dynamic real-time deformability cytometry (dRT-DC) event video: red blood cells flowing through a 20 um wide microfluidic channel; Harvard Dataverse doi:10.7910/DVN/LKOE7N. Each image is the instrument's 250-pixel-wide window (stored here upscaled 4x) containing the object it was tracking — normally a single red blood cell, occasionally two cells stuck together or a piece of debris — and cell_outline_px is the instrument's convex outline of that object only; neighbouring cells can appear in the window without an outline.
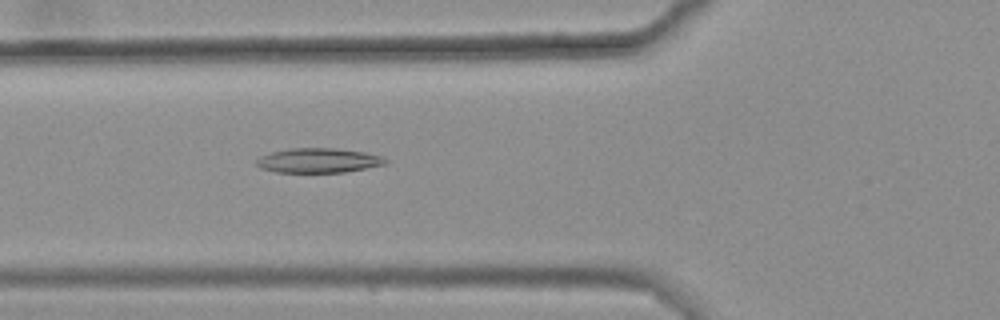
{"species": "common noctule bat (a hibernating species)", "species_latin": "Nyctalus noctula", "temperature_condition": "warm", "stored_images_in_passage": 43, "camera_frame_rate_fps": 3000, "um_per_image_px": 0.085, "animal": {"sex": "female", "body_mass_g": 25.1}, "frame": {"image": 1, "passage_image": 14, "time_ms": 4.333, "image_size_px": [1000, 320], "cell_outline_px": [[388, 164], [344, 172], [276, 172], [260, 168], [256, 164], [256, 160], [260, 156], [272, 152], [288, 148], [336, 148], [364, 152], [380, 156], [388, 160]], "centroid_in_image_um": [27.06, 13.64], "position_along_channel_um": 98.7, "area_um2": 18.5}}
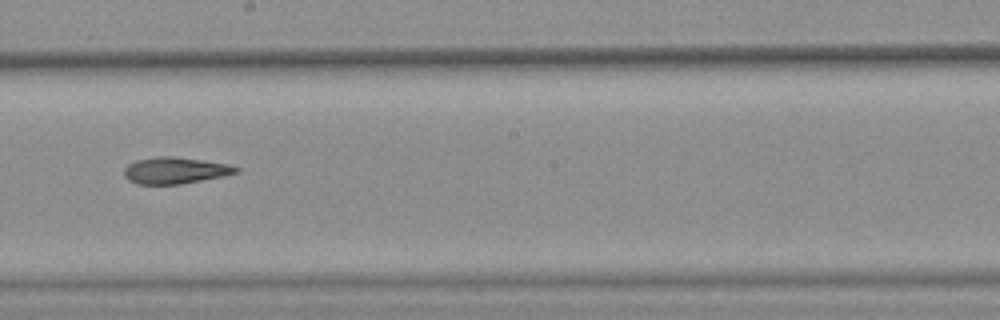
{"frame": {"image": 2, "passage_image": 25, "time_ms": 8.0, "image_size_px": [1000, 320], "cell_outline_px": [[240, 172], [180, 184], [136, 184], [128, 180], [124, 176], [124, 168], [128, 164], [136, 160], [156, 156], [172, 156], [228, 164], [240, 168]], "centroid_in_image_um": [14.84, 14.48], "position_along_channel_um": 233.4, "area_um2": 17.17}}
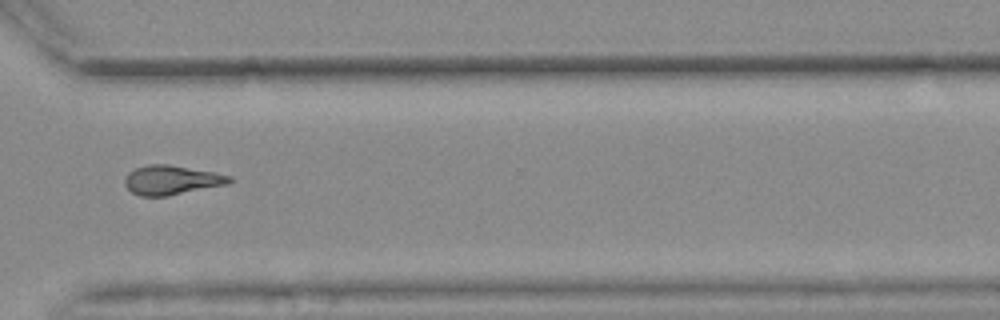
{"frame": {"image": 3, "passage_image": 35, "time_ms": 11.333, "image_size_px": [1000, 320], "cell_outline_px": [[236, 180], [228, 184], [168, 196], [140, 196], [132, 192], [124, 184], [124, 180], [128, 172], [136, 168], [148, 164], [168, 164], [212, 172], [232, 176]], "centroid_in_image_um": [14.6, 15.31], "position_along_channel_um": 356.0, "area_um2": 17.92}, "authors_computed_cell_mechanics": {"area_um2": 17.5712, "velocity_mm_per_s": 3.6685, "shape_relaxation_time_tau1_ms": null, "shape_relaxation_time_tau2_ms": 6.0386, "deformation_change_tau1": null, "deformation_change_tau2": 0.1628}}